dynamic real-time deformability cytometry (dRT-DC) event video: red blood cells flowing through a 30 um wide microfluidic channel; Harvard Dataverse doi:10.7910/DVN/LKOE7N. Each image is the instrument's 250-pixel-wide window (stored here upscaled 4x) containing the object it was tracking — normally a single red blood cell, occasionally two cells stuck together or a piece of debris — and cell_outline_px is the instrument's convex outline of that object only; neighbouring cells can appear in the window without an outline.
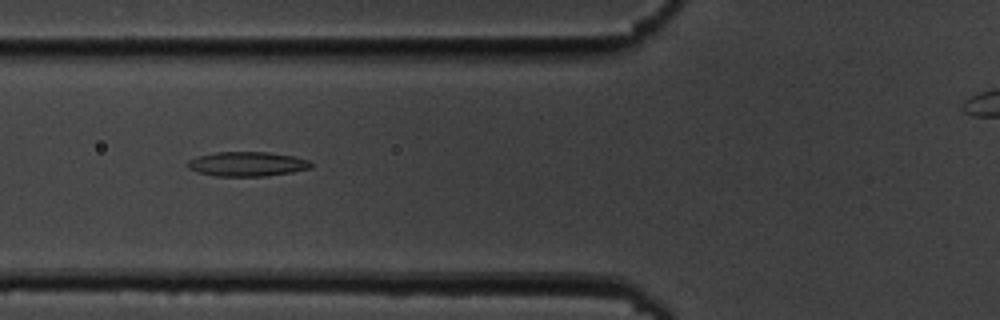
{"species": "common noctule bat (a hibernating species)", "species_latin": "Nyctalus noctula", "temperature_condition": "cold", "stored_images_in_passage": 40, "camera_frame_rate_fps": 3000, "um_per_image_px": 0.085, "animal": {"sex": "male", "body_mass_g": 19.5, "forearm_length_mm": 54.6}, "frame": {"image": 1, "passage_image": 10, "time_ms": 3.0, "image_size_px": [1000, 320], "cell_outline_px": [[312, 168], [292, 172], [268, 176], [216, 176], [200, 172], [188, 168], [188, 160], [196, 156], [216, 152], [268, 152], [292, 156], [308, 160], [312, 164]], "centroid_in_image_um": [21.02, 13.94], "position_along_channel_um": 104.8, "area_um2": 17.57}}
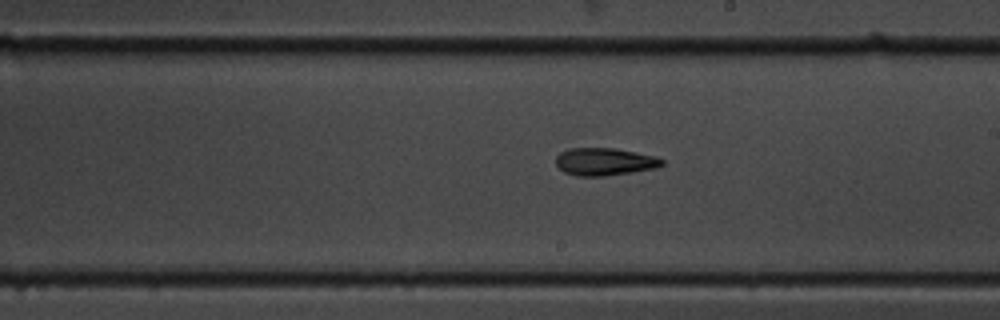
{"frame": {"image": 2, "passage_image": 21, "time_ms": 6.667, "image_size_px": [1000, 320], "cell_outline_px": [[664, 164], [656, 168], [632, 172], [604, 176], [576, 176], [564, 172], [556, 164], [556, 156], [560, 152], [568, 148], [616, 148], [656, 156], [664, 160]], "centroid_in_image_um": [51.39, 13.74], "position_along_channel_um": 237.6, "area_um2": 17.17}}
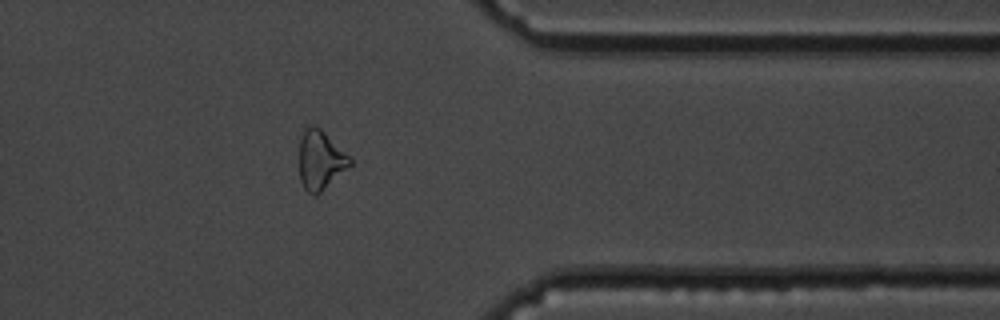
{"frame": {"image": 3, "passage_image": 34, "time_ms": 11.0, "image_size_px": [1000, 320], "cell_outline_px": [[352, 164], [316, 196], [312, 196], [304, 188], [300, 180], [300, 136], [304, 124], [312, 124], [320, 128], [352, 156]], "centroid_in_image_um": [27.24, 13.56], "position_along_channel_um": 384.2, "area_um2": 17.86}}